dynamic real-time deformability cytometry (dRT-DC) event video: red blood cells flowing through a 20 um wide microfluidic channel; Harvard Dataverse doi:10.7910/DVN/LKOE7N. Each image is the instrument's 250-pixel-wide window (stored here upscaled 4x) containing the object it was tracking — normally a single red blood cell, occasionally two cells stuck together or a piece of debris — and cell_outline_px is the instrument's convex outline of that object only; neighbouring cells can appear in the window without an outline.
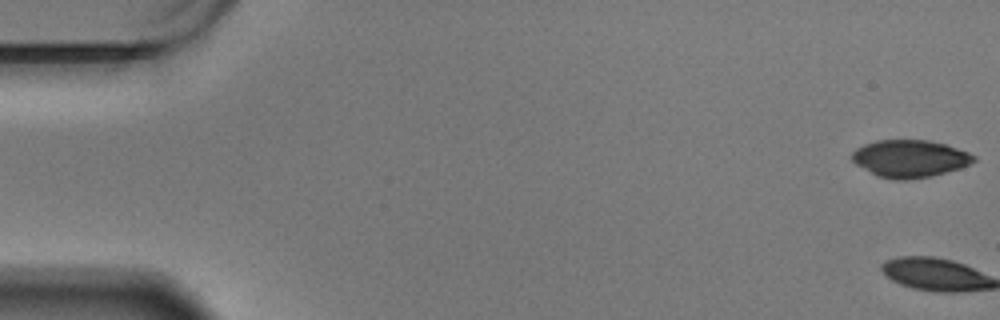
{"species": "Egyptian fruit bat (a non-hibernating species)", "species_latin": "Rousettus aegyptiacus", "temperature_condition": "warm", "stored_images_in_passage": 2, "camera_frame_rate_fps": 3000, "um_per_image_px": 0.085, "animal": {"sex": "male"}, "frame": {"image": 1, "passage_image": 1, "time_ms": 0.0, "image_size_px": [1000, 320], "cell_outline_px": [[976, 160], [960, 168], [932, 176], [904, 180], [896, 180], [876, 176], [856, 164], [852, 160], [852, 152], [856, 148], [864, 144], [876, 140], [928, 140], [944, 144], [968, 152], [976, 156]], "centroid_in_image_um": [77.31, 13.48], "position_along_channel_um": 7.7, "area_um2": 26.47}}